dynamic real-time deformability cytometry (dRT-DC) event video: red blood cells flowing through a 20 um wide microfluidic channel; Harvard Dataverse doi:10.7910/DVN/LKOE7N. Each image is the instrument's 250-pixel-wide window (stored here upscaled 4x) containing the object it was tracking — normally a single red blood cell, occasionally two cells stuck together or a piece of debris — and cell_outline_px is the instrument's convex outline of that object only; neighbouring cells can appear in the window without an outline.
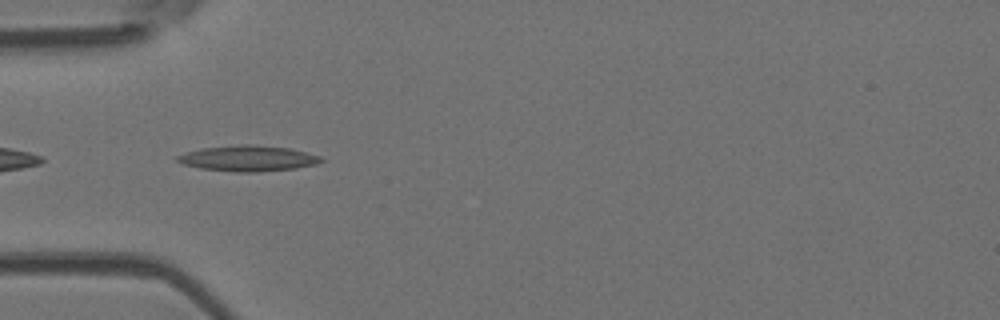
{"species": "Egyptian fruit bat (a non-hibernating species)", "species_latin": "Rousettus aegyptiacus", "temperature_condition": "room temperature", "stored_images_in_passage": 38, "camera_frame_rate_fps": 3000, "um_per_image_px": 0.085, "animal": {"sex": "female"}, "frame": {"image": 1, "passage_image": 2, "time_ms": 0.333, "image_size_px": [1000, 320], "cell_outline_px": [[324, 160], [316, 164], [296, 168], [260, 172], [236, 172], [200, 168], [184, 164], [176, 160], [176, 156], [188, 152], [204, 148], [244, 144], [248, 144], [292, 148], [320, 156]], "centroid_in_image_um": [21.13, 13.46], "position_along_channel_um": 63.9, "area_um2": 21.39}}
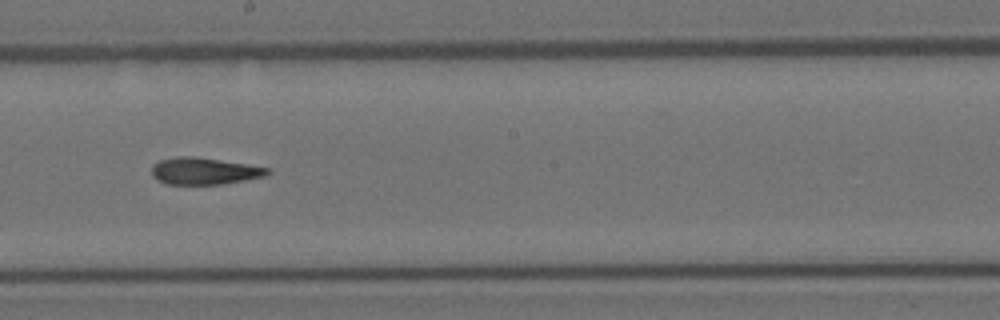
{"frame": {"image": 2, "passage_image": 15, "time_ms": 4.667, "image_size_px": [1000, 320], "cell_outline_px": [[272, 172], [264, 176], [224, 184], [168, 184], [156, 180], [152, 176], [152, 164], [160, 160], [176, 156], [192, 156], [248, 164], [272, 168]], "centroid_in_image_um": [17.37, 14.53], "position_along_channel_um": 230.8, "area_um2": 18.26}}
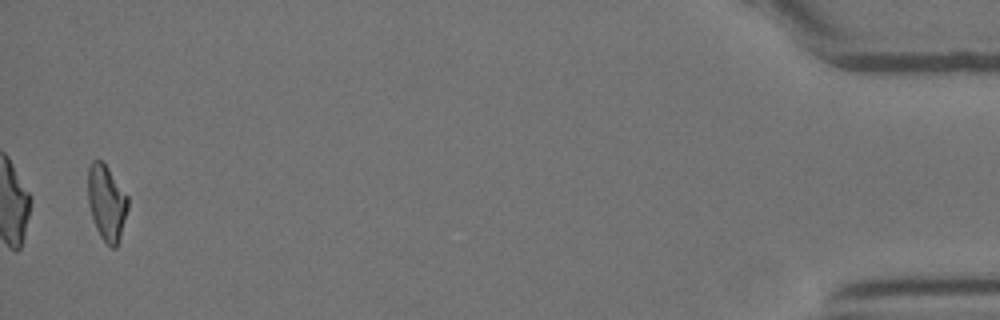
{"frame": {"image": 3, "passage_image": 37, "time_ms": 12.0, "image_size_px": [1000, 320], "cell_outline_px": [[128, 208], [120, 236], [116, 248], [112, 248], [100, 236], [96, 228], [88, 204], [88, 168], [92, 160], [100, 160], [108, 168], [128, 196]], "centroid_in_image_um": [9.06, 17.22], "position_along_channel_um": 426.1, "area_um2": 17.4}, "authors_computed_cell_mechanics": {"area_um2": 18.3804, "velocity_mm_per_s": 3.8625, "shape_relaxation_time_tau1_ms": null, "shape_relaxation_time_tau2_ms": 4.9951, "deformation_change_tau1": null, "deformation_change_tau2": 0.1565}}